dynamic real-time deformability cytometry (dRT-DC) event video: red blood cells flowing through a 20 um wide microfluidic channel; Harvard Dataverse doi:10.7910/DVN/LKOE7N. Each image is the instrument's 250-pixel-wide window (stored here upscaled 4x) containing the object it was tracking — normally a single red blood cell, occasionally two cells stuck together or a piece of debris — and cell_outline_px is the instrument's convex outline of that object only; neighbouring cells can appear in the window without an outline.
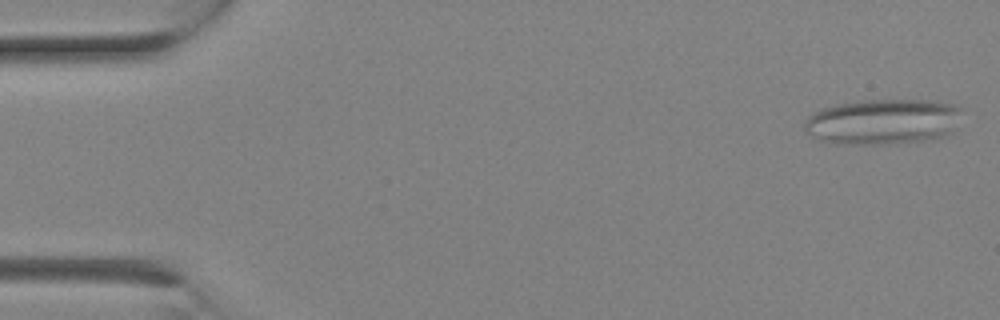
{"species": "Egyptian fruit bat (a non-hibernating species)", "species_latin": "Rousettus aegyptiacus", "temperature_condition": "room temperature", "stored_images_in_passage": 9, "camera_frame_rate_fps": 3000, "um_per_image_px": 0.085, "animal": {"sex": "female"}, "frame": {"image": 1, "passage_image": 1, "time_ms": 0.0, "image_size_px": [1000, 320], "cell_outline_px": [[960, 108], [956, 128], [952, 132], [940, 136], [920, 140], [888, 144], [828, 144], [808, 136], [804, 128], [804, 124], [808, 116], [812, 112], [820, 108], [836, 104], [856, 100], [932, 100], [956, 104]], "centroid_in_image_um": [74.96, 10.34], "position_along_channel_um": 10.0, "area_um2": 42.25}}